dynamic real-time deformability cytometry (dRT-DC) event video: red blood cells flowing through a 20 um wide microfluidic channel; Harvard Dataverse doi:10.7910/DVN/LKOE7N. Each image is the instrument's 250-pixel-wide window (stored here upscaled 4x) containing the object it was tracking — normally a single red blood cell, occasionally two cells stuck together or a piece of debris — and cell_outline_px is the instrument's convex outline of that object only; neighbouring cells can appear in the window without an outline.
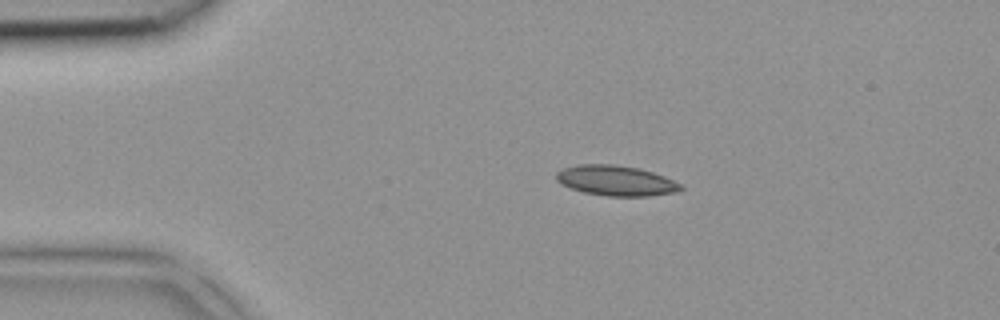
{"species": "common noctule bat (a hibernating species)", "species_latin": "Nyctalus noctula", "temperature_condition": "room temperature", "stored_images_in_passage": 3, "camera_frame_rate_fps": 3000, "um_per_image_px": 0.085, "animal": {"sex": "female", "body_mass_g": 18.4}, "frame": {"image": 1, "passage_image": 2, "time_ms": 0.333, "image_size_px": [1000, 320], "cell_outline_px": [[684, 188], [676, 192], [648, 196], [608, 196], [584, 192], [572, 188], [556, 180], [556, 172], [564, 168], [580, 164], [616, 164], [640, 168], [664, 176], [684, 184]], "centroid_in_image_um": [52.41, 15.34], "position_along_channel_um": 32.6, "area_um2": 21.96}}
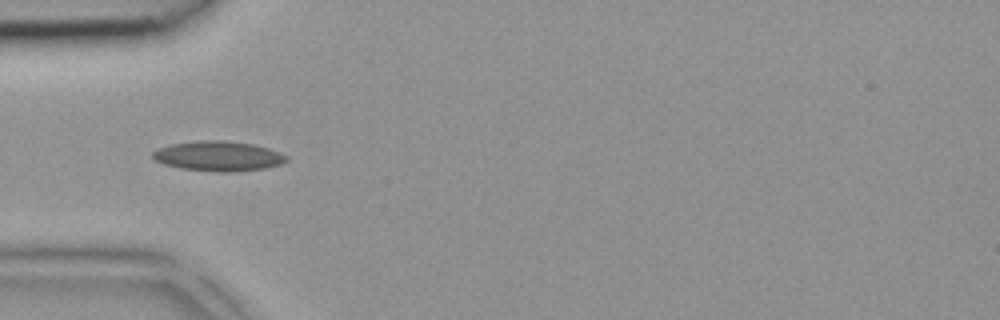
{"frame": {"image": 2, "passage_image": 3, "time_ms": 0.667, "image_size_px": [1000, 320], "cell_outline_px": [[288, 160], [280, 164], [264, 168], [228, 172], [220, 172], [180, 168], [164, 164], [156, 160], [152, 156], [152, 152], [160, 148], [172, 144], [200, 140], [224, 140], [252, 144], [268, 148], [280, 152], [288, 156]], "centroid_in_image_um": [18.57, 13.26], "position_along_channel_um": 66.4, "area_um2": 23.12}}